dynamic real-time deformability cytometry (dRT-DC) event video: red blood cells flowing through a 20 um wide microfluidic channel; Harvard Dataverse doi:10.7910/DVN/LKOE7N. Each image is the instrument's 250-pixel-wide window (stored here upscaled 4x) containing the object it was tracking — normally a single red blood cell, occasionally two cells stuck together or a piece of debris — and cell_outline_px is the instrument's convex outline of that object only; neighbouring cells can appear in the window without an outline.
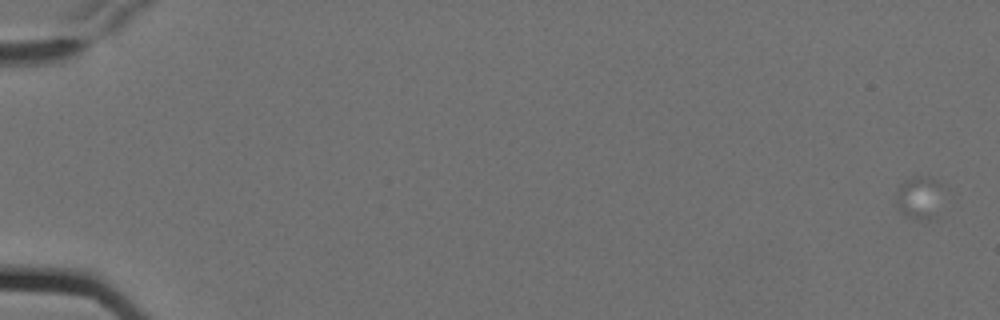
{"species": "Egyptian fruit bat (a non-hibernating species)", "species_latin": "Rousettus aegyptiacus", "temperature_condition": "cold", "stored_images_in_passage": 10, "camera_frame_rate_fps": 3000, "um_per_image_px": 0.085, "animal": {"sex": "female"}, "frame": {"image": 1, "passage_image": 1, "time_ms": 0.0, "image_size_px": [1000, 320], "cell_outline_px": [[940, 184], [936, 220], [924, 220], [908, 216], [896, 204], [896, 196], [900, 184], [904, 180], [916, 176], [932, 176]], "centroid_in_image_um": [78.13, 16.78], "position_along_channel_um": 6.9, "area_um2": 11.39}}
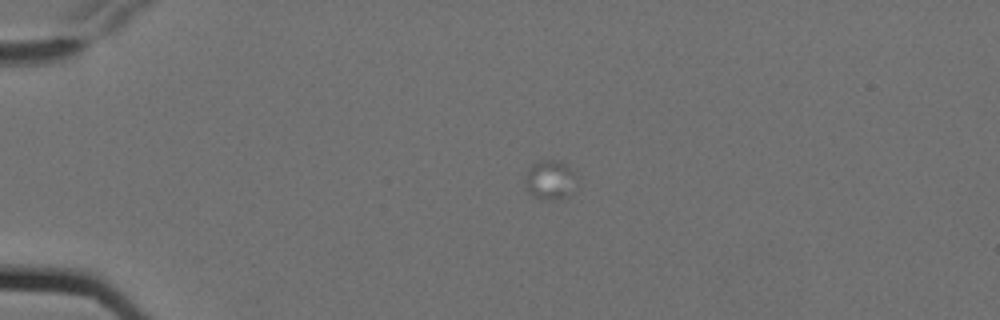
{"frame": {"image": 2, "passage_image": 5, "time_ms": 1.333, "image_size_px": [1000, 320], "cell_outline_px": [[580, 176], [572, 192], [568, 196], [560, 200], [544, 200], [532, 196], [528, 192], [524, 184], [524, 180], [528, 168], [532, 164], [540, 160], [556, 160], [564, 164]], "centroid_in_image_um": [46.77, 15.32], "position_along_channel_um": 38.2, "area_um2": 12.31}}